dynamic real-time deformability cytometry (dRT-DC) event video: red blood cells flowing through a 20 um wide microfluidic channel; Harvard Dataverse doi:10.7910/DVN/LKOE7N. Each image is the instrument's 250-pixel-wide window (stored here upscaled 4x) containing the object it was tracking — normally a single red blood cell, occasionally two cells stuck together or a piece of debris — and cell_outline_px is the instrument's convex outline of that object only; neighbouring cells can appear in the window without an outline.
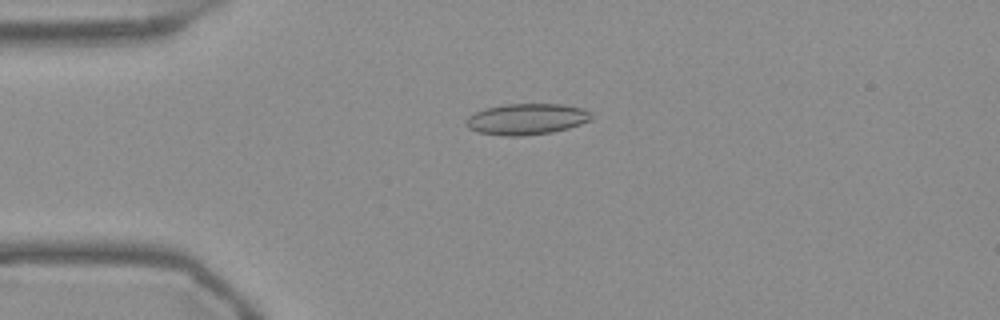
{"species": "Egyptian fruit bat (a non-hibernating species)", "species_latin": "Rousettus aegyptiacus", "temperature_condition": "warm", "stored_images_in_passage": 42, "camera_frame_rate_fps": 3000, "um_per_image_px": 0.085, "frame": {"image": 1, "passage_image": 1, "time_ms": 0.0, "image_size_px": [1000, 320], "cell_outline_px": [[592, 120], [568, 128], [552, 132], [520, 136], [504, 136], [476, 132], [468, 128], [464, 124], [464, 120], [468, 116], [484, 108], [508, 104], [564, 104], [584, 108], [592, 112]], "centroid_in_image_um": [44.76, 10.12], "position_along_channel_um": 40.2, "area_um2": 23.0}}
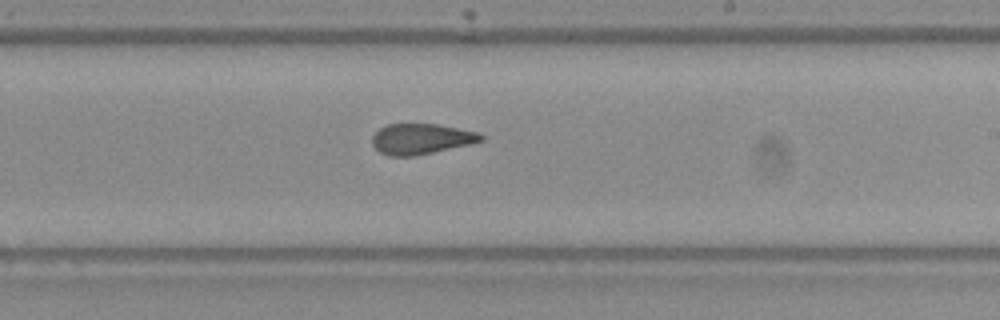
{"frame": {"image": 2, "passage_image": 20, "time_ms": 6.333, "image_size_px": [1000, 320], "cell_outline_px": [[484, 140], [472, 144], [416, 156], [388, 156], [380, 152], [372, 144], [372, 136], [380, 128], [388, 124], [436, 124], [476, 132], [484, 136]], "centroid_in_image_um": [35.79, 11.82], "position_along_channel_um": 253.2, "area_um2": 19.36}}
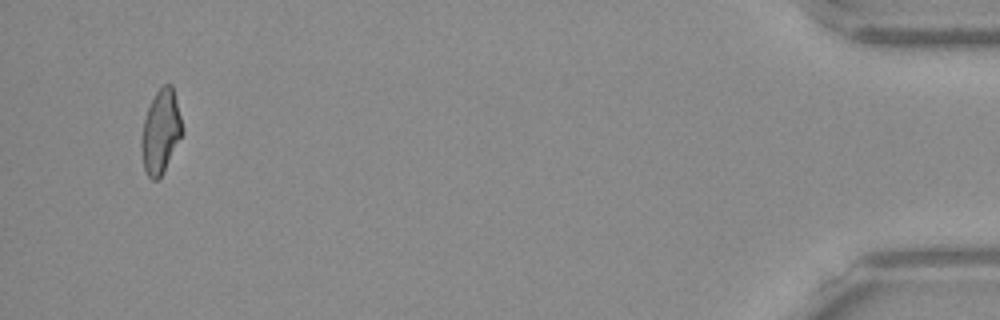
{"frame": {"image": 3, "passage_image": 40, "time_ms": 13.0, "image_size_px": [1000, 320], "cell_outline_px": [[184, 132], [164, 172], [156, 180], [152, 180], [148, 176], [144, 168], [140, 148], [140, 140], [144, 120], [148, 108], [156, 92], [164, 84], [172, 84]], "centroid_in_image_um": [13.66, 11.22], "position_along_channel_um": 421.5, "area_um2": 19.88}, "authors_computed_cell_mechanics": {"area_um2": 20.0855, "velocity_mm_per_s": 3.7587, "shape_relaxation_time_tau1_ms": null, "shape_relaxation_time_tau2_ms": 2.1667, "deformation_change_tau1": null, "deformation_change_tau2": 0.095}}